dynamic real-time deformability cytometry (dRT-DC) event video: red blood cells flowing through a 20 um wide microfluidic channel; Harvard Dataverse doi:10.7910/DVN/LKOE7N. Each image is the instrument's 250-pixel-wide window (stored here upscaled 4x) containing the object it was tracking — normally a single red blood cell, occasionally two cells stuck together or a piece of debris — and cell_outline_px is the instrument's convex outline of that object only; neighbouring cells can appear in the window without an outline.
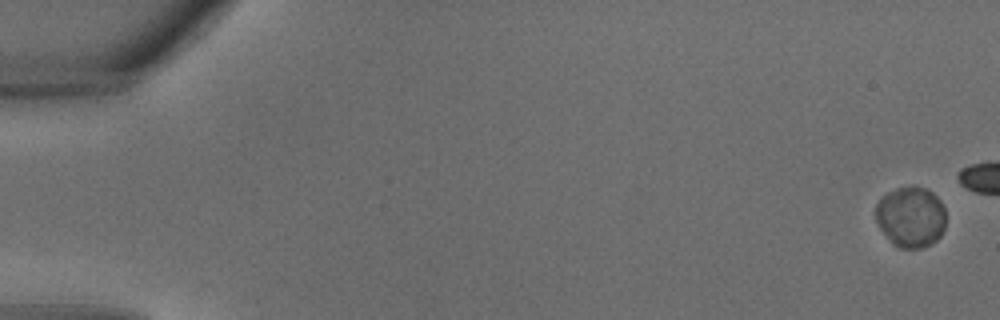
{"species": "common noctule bat (a hibernating species)", "species_latin": "Nyctalus noctula", "temperature_condition": "warm", "stored_images_in_passage": 11, "camera_frame_rate_fps": 3000, "um_per_image_px": 0.085, "animal": {"sex": "male", "body_mass_g": 18.8}, "frame": {"image": 1, "passage_image": 1, "time_ms": 0.0, "image_size_px": [1000, 320], "cell_outline_px": [[944, 228], [940, 236], [936, 240], [924, 248], [900, 248], [892, 244], [880, 228], [876, 220], [876, 204], [880, 196], [896, 188], [912, 184], [924, 188], [932, 192], [940, 200], [944, 208]], "centroid_in_image_um": [77.39, 18.42], "position_along_channel_um": 7.6, "area_um2": 25.09}}